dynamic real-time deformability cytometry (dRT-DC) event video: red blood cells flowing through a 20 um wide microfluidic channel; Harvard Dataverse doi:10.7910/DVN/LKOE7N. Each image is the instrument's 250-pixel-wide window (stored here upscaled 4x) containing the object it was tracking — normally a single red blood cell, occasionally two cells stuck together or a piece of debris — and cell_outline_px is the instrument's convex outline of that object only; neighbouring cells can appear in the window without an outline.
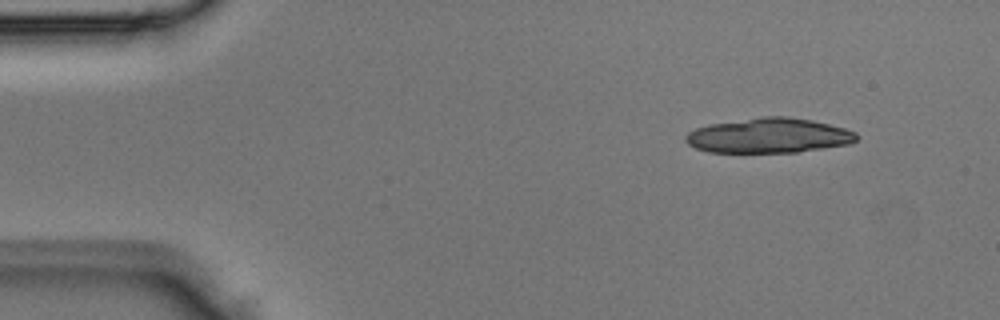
{"species": "Egyptian fruit bat (a non-hibernating species)", "species_latin": "Rousettus aegyptiacus", "temperature_condition": "room temperature", "stored_images_in_passage": 3, "camera_frame_rate_fps": 3000, "um_per_image_px": 0.085, "animal": {"sex": "male"}, "frame": {"image": 1, "passage_image": 1, "time_ms": 0.0, "image_size_px": [1000, 320], "cell_outline_px": [[860, 136], [856, 140], [848, 144], [796, 152], [708, 152], [696, 148], [688, 144], [684, 140], [684, 136], [688, 132], [696, 128], [712, 124], [760, 116], [788, 116], [812, 120], [844, 128], [856, 132]], "centroid_in_image_um": [65.34, 11.52], "position_along_channel_um": 19.7, "area_um2": 34.68}}